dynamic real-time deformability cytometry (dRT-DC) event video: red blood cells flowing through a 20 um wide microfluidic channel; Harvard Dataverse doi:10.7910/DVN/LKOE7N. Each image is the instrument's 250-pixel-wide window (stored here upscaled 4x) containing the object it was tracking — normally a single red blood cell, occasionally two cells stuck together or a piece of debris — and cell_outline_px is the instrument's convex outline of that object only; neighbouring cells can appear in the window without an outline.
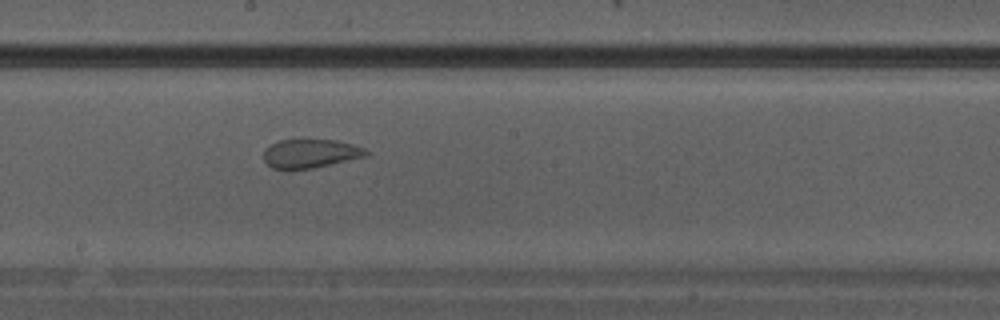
{"species": "Egyptian fruit bat (a non-hibernating species)", "species_latin": "Rousettus aegyptiacus", "temperature_condition": "warm", "stored_images_in_passage": 13, "camera_frame_rate_fps": 3000, "um_per_image_px": 0.085, "animal": {"sex": "male"}, "frame": {"image": 1, "passage_image": 13, "time_ms": 4.0, "image_size_px": [1000, 320], "cell_outline_px": [[368, 156], [312, 168], [292, 172], [288, 172], [272, 168], [264, 160], [264, 148], [280, 140], [336, 140], [352, 144], [364, 148], [368, 152]], "centroid_in_image_um": [26.34, 13.09], "position_along_channel_um": 221.9, "area_um2": 17.51}}